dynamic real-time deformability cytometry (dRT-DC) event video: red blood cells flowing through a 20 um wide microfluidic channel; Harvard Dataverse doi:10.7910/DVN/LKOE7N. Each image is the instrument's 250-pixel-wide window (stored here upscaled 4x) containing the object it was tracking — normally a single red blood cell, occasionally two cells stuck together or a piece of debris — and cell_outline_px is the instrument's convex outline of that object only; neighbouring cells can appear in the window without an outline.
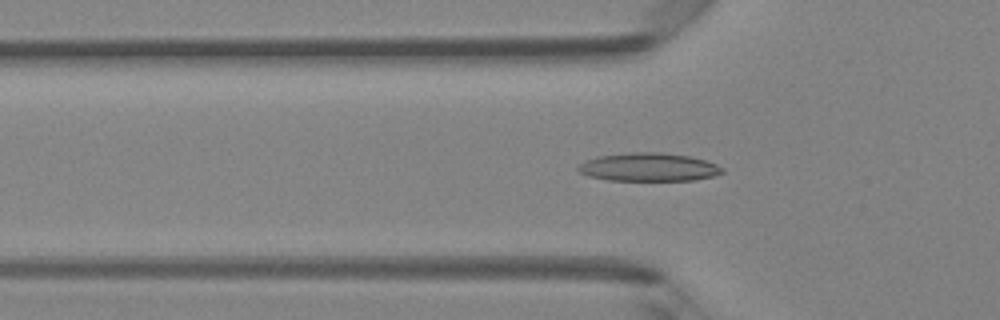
{"species": "Egyptian fruit bat (a non-hibernating species)", "species_latin": "Rousettus aegyptiacus", "temperature_condition": "room temperature", "stored_images_in_passage": 48, "camera_frame_rate_fps": 3000, "um_per_image_px": 0.085, "animal": {"sex": "female"}, "frame": {"image": 1, "passage_image": 16, "time_ms": 5.0, "image_size_px": [1000, 320], "cell_outline_px": [[724, 172], [712, 176], [692, 180], [608, 180], [588, 176], [580, 172], [576, 168], [584, 160], [596, 156], [628, 152], [660, 152], [688, 156], [704, 160], [716, 164], [724, 168]], "centroid_in_image_um": [55.09, 14.19], "position_along_channel_um": 70.7, "area_um2": 23.76}}
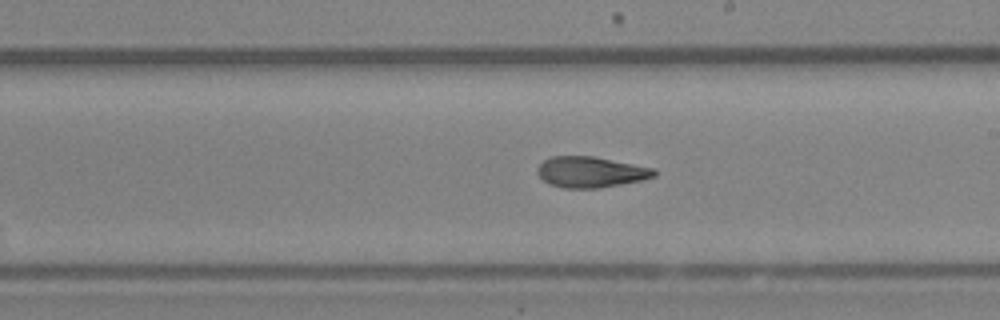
{"frame": {"image": 2, "passage_image": 28, "time_ms": 9.0, "image_size_px": [1000, 320], "cell_outline_px": [[656, 176], [644, 180], [600, 188], [564, 188], [548, 184], [536, 172], [536, 168], [544, 160], [552, 156], [592, 156], [656, 168]], "centroid_in_image_um": [50.23, 14.63], "position_along_channel_um": 238.8, "area_um2": 21.15}}
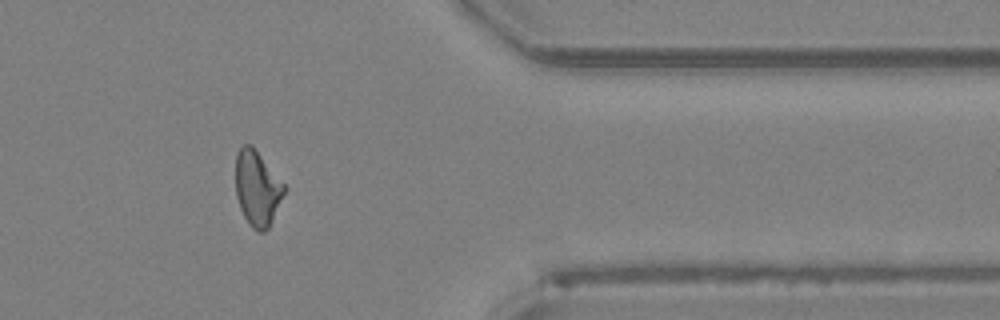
{"frame": {"image": 3, "passage_image": 40, "time_ms": 13.0, "image_size_px": [1000, 320], "cell_outline_px": [[288, 188], [268, 228], [264, 232], [260, 232], [252, 228], [248, 224], [240, 208], [236, 196], [236, 152], [244, 144], [252, 144]], "centroid_in_image_um": [21.88, 16.0], "position_along_channel_um": 389.5, "area_um2": 21.5}, "authors_computed_cell_mechanics": {"area_um2": 21.6461, "velocity_mm_per_s": 4.2149, "shape_relaxation_time_tau1_ms": null, "shape_relaxation_time_tau2_ms": 3.7159, "deformation_change_tau1": null, "deformation_change_tau2": 0.1186}}